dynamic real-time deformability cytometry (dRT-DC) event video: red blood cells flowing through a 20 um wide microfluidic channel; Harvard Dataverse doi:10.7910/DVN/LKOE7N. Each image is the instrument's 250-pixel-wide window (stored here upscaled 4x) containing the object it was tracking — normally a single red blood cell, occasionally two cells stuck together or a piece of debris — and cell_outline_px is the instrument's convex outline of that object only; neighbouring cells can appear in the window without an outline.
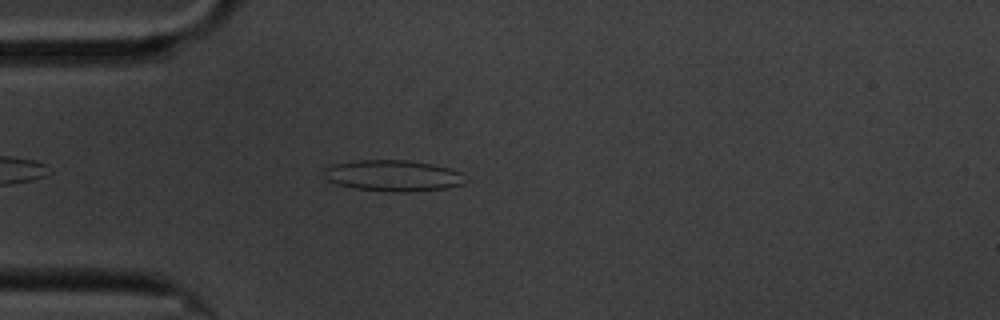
{"species": "common noctule bat (a hibernating species)", "species_latin": "Nyctalus noctula", "temperature_condition": "cold", "stored_images_in_passage": 43, "camera_frame_rate_fps": 3000, "um_per_image_px": 0.085, "animal": {"sex": "male", "body_mass_g": 20.1, "forearm_length_mm": 53.5}, "frame": {"image": 1, "passage_image": 6, "time_ms": 1.667, "image_size_px": [1000, 320], "cell_outline_px": [[468, 180], [464, 184], [448, 188], [412, 192], [392, 192], [356, 188], [336, 184], [328, 180], [324, 176], [324, 172], [328, 164], [360, 160], [408, 160], [432, 164], [448, 168], [460, 172], [468, 176]], "centroid_in_image_um": [33.45, 14.93], "position_along_channel_um": 51.5, "area_um2": 26.01}}
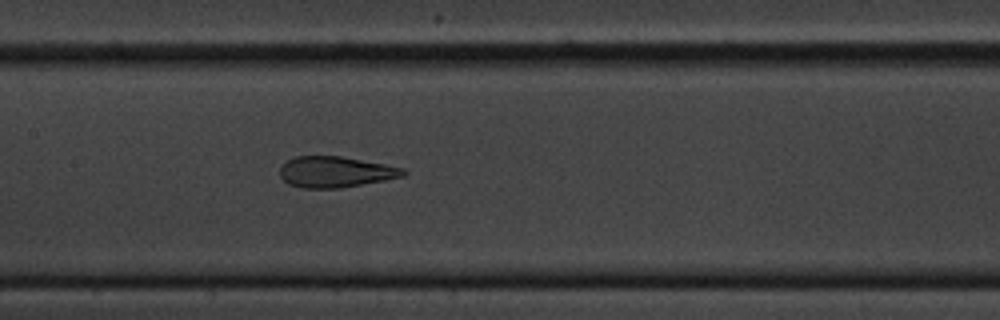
{"frame": {"image": 2, "passage_image": 18, "time_ms": 5.667, "image_size_px": [1000, 320], "cell_outline_px": [[408, 172], [404, 176], [384, 180], [340, 188], [304, 188], [288, 184], [280, 176], [280, 164], [296, 156], [340, 156], [384, 164], [404, 168]], "centroid_in_image_um": [28.5, 14.61], "position_along_channel_um": 178.9, "area_um2": 22.2}}
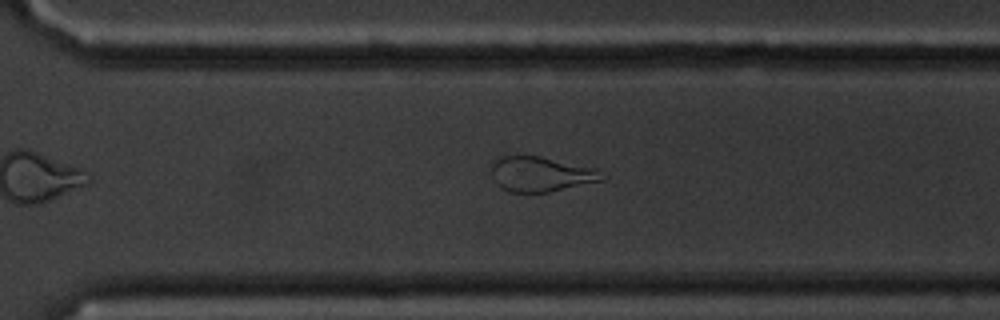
{"frame": {"image": 3, "passage_image": 31, "time_ms": 10.0, "image_size_px": [1000, 320], "cell_outline_px": [[608, 176], [604, 180], [548, 192], [508, 192], [500, 188], [496, 184], [492, 176], [492, 164], [500, 156], [540, 156], [596, 168]], "centroid_in_image_um": [46.0, 14.81], "position_along_channel_um": 324.6, "area_um2": 22.66}, "authors_computed_cell_mechanics": {"area_um2": 23.0044, "velocity_mm_per_s": 3.3783, "shape_relaxation_time_tau1_ms": null, "shape_relaxation_time_tau2_ms": 1.7412, "deformation_change_tau1": null, "deformation_change_tau2": 0.102}}